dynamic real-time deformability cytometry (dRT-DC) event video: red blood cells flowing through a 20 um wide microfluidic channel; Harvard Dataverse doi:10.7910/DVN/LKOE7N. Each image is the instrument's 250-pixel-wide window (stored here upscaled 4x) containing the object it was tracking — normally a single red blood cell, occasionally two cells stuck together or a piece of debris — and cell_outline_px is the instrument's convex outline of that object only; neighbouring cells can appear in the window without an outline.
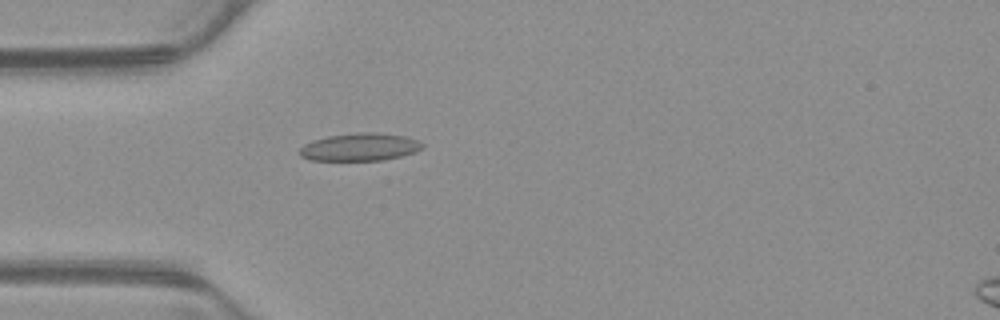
{"species": "common noctule bat (a hibernating species)", "species_latin": "Nyctalus noctula", "temperature_condition": "warm", "stored_images_in_passage": 47, "camera_frame_rate_fps": 3000, "um_per_image_px": 0.085, "animal": {"sex": "male", "body_mass_g": 23.1, "forearm_length_mm": 52.7}, "frame": {"image": 1, "passage_image": 9, "time_ms": 2.667, "image_size_px": [1000, 320], "cell_outline_px": [[424, 148], [416, 152], [384, 160], [312, 160], [300, 156], [300, 148], [304, 144], [312, 140], [328, 136], [356, 132], [380, 132], [404, 136], [416, 140], [424, 144]], "centroid_in_image_um": [30.6, 12.49], "position_along_channel_um": 54.4, "area_um2": 19.88}}
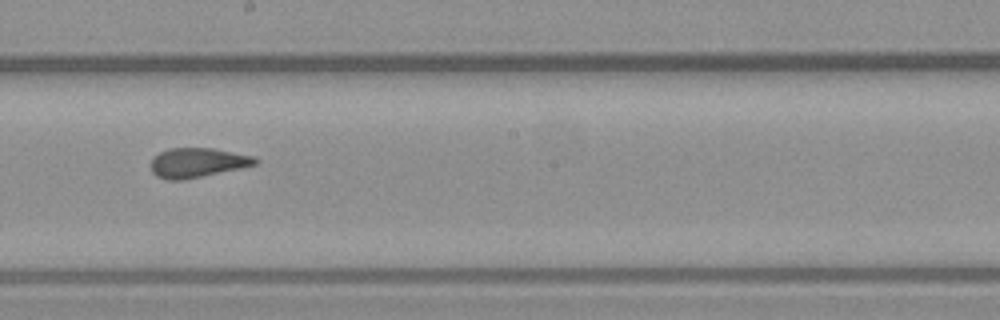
{"frame": {"image": 2, "passage_image": 23, "time_ms": 7.333, "image_size_px": [1000, 320], "cell_outline_px": [[260, 160], [256, 164], [240, 168], [184, 180], [164, 180], [156, 176], [152, 172], [152, 160], [160, 152], [168, 148], [212, 148], [256, 156]], "centroid_in_image_um": [16.8, 13.83], "position_along_channel_um": 231.4, "area_um2": 17.98}}
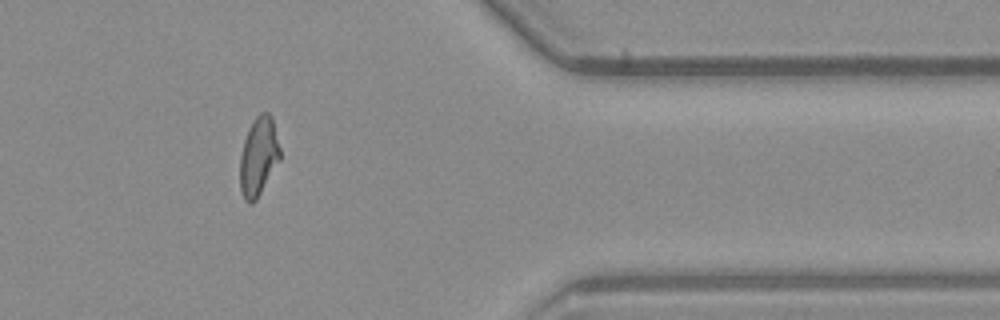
{"frame": {"image": 3, "passage_image": 37, "time_ms": 12.0, "image_size_px": [1000, 320], "cell_outline_px": [[280, 160], [256, 200], [252, 204], [248, 204], [244, 200], [240, 188], [240, 156], [244, 140], [248, 128], [252, 120], [260, 112], [268, 112], [272, 116], [280, 148]], "centroid_in_image_um": [21.97, 13.29], "position_along_channel_um": 389.4, "area_um2": 18.55}, "authors_computed_cell_mechanics": {"area_um2": 18.5538, "velocity_mm_per_s": 3.8868, "shape_relaxation_time_tau1_ms": null, "shape_relaxation_time_tau2_ms": 1.2185, "deformation_change_tau1": null, "deformation_change_tau2": 0.0691}}